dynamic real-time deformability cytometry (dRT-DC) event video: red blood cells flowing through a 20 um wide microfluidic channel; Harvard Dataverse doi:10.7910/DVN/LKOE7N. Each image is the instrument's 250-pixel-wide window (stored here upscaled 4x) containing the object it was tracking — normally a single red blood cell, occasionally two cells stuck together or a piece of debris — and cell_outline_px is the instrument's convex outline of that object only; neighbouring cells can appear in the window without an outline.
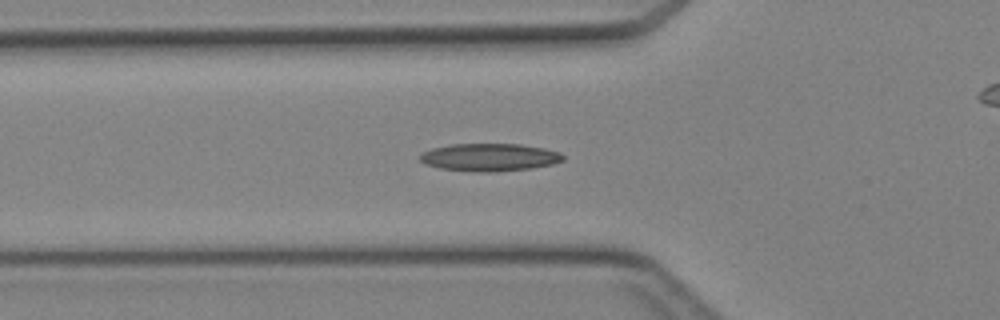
{"species": "Egyptian fruit bat (a non-hibernating species)", "species_latin": "Rousettus aegyptiacus", "temperature_condition": "cold", "stored_images_in_passage": 43, "camera_frame_rate_fps": 3000, "um_per_image_px": 0.085, "animal": {"sex": "female"}, "frame": {"image": 1, "passage_image": 13, "time_ms": 4.0, "image_size_px": [1000, 320], "cell_outline_px": [[564, 160], [552, 164], [532, 168], [496, 172], [480, 172], [440, 168], [424, 164], [420, 160], [420, 156], [424, 152], [432, 148], [452, 144], [520, 144], [544, 148], [560, 152], [564, 156]], "centroid_in_image_um": [41.63, 13.37], "position_along_channel_um": 84.2, "area_um2": 23.06}}
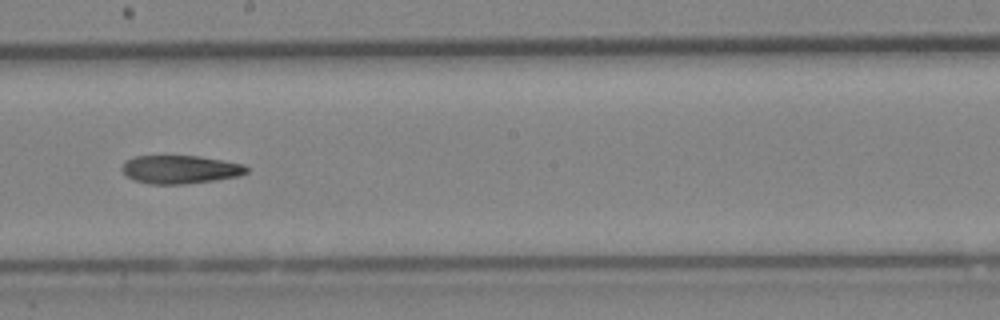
{"frame": {"image": 2, "passage_image": 23, "time_ms": 7.333, "image_size_px": [1000, 320], "cell_outline_px": [[248, 172], [240, 176], [184, 184], [148, 184], [136, 180], [128, 176], [120, 168], [128, 160], [136, 156], [200, 156], [244, 164], [248, 168]], "centroid_in_image_um": [15.35, 14.4], "position_along_channel_um": 232.8, "area_um2": 20.35}}
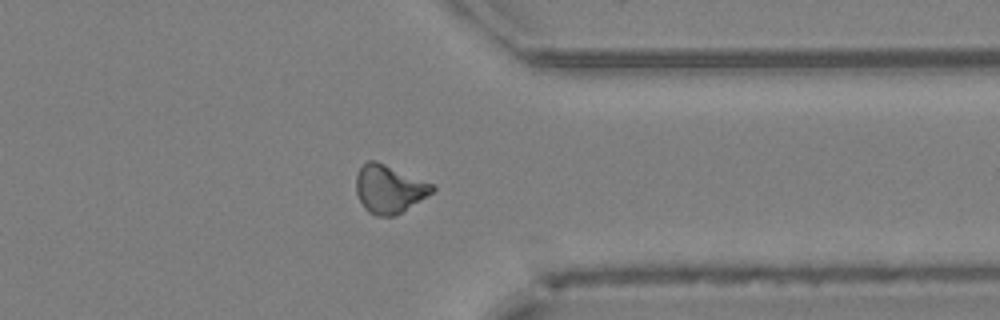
{"frame": {"image": 3, "passage_image": 33, "time_ms": 10.667, "image_size_px": [1000, 320], "cell_outline_px": [[436, 188], [432, 192], [400, 212], [392, 216], [376, 216], [368, 212], [364, 208], [356, 192], [356, 176], [360, 168], [368, 160], [376, 160], [436, 184]], "centroid_in_image_um": [33.07, 16.03], "position_along_channel_um": 378.3, "area_um2": 21.27}}